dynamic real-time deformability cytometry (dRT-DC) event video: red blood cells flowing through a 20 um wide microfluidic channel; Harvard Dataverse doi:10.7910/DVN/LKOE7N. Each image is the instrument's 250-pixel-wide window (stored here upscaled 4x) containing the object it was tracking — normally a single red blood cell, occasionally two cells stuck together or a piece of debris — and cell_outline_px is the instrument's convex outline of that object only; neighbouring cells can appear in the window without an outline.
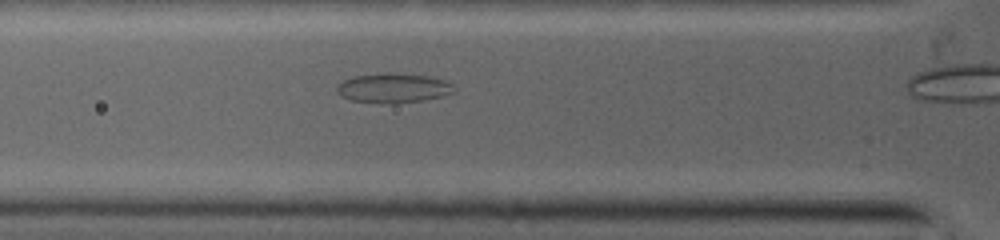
{"species": "common noctule bat (a hibernating species)", "species_latin": "Nyctalus noctula", "temperature_condition": "warm", "stored_images_in_passage": 10, "camera_frame_rate_fps": 5000, "um_per_image_px": 0.085, "animal": {"sex": "female", "body_mass_g": 19.0, "forearm_length_mm": 53.3}, "frame": {"image": 1, "passage_image": 5, "time_ms": 2.0, "image_size_px": [1000, 240], "cell_outline_px": [[452, 92], [440, 96], [420, 100], [352, 100], [344, 96], [336, 88], [344, 80], [356, 76], [424, 76], [440, 80], [448, 84]], "centroid_in_image_um": [33.39, 7.48], "position_along_channel_um": 92.4, "area_um2": 17.17}}
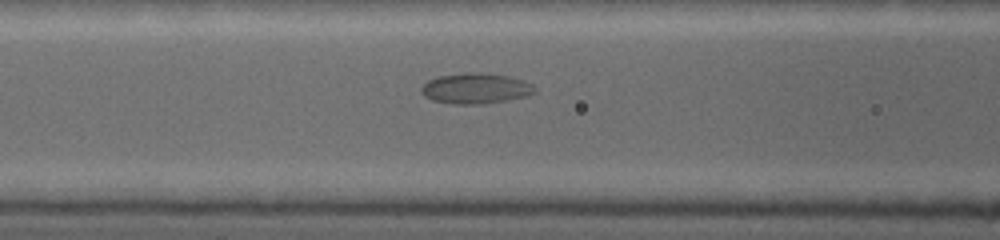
{"frame": {"image": 2, "passage_image": 7, "time_ms": 2.8, "image_size_px": [1000, 240], "cell_outline_px": [[536, 92], [524, 96], [500, 100], [464, 104], [432, 100], [424, 96], [420, 92], [420, 88], [428, 80], [440, 76], [476, 72], [508, 76], [520, 80], [528, 84]], "centroid_in_image_um": [40.33, 7.49], "position_along_channel_um": 126.3, "area_um2": 19.07}}
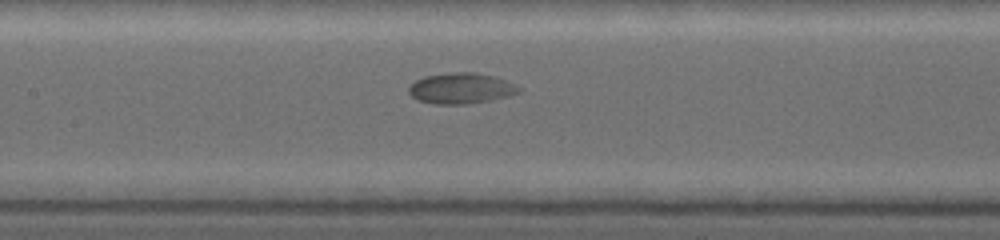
{"frame": {"image": 3, "passage_image": 9, "time_ms": 3.8, "image_size_px": [1000, 240], "cell_outline_px": [[520, 92], [508, 96], [488, 100], [464, 104], [440, 104], [420, 100], [412, 96], [408, 92], [408, 88], [416, 80], [428, 76], [456, 72], [472, 72], [504, 80], [520, 88]], "centroid_in_image_um": [39.16, 7.51], "position_along_channel_um": 168.2, "area_um2": 18.96}}